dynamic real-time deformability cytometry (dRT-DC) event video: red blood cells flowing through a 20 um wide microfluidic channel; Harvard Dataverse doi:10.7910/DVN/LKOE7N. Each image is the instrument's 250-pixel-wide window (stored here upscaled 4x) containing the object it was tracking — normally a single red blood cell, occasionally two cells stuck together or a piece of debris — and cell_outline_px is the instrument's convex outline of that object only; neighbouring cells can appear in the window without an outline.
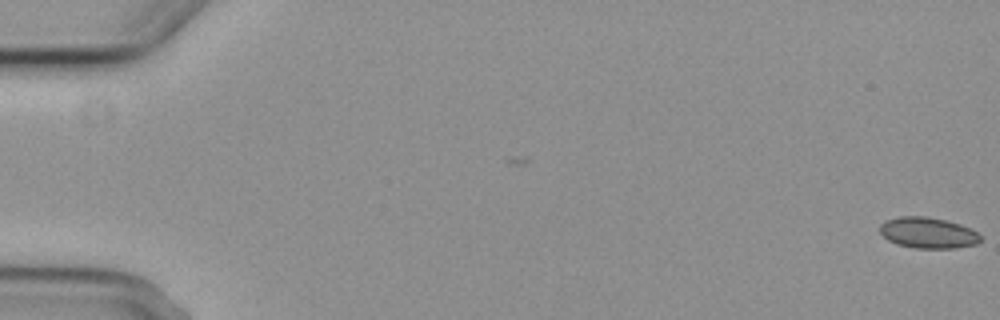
{"species": "common noctule bat (a hibernating species)", "species_latin": "Nyctalus noctula", "temperature_condition": "cold", "stored_images_in_passage": 5, "camera_frame_rate_fps": 3000, "um_per_image_px": 0.085, "animal": {"sex": "female", "body_mass_g": 29.2, "forearm_length_mm": 56.3}, "frame": {"image": 1, "passage_image": 1, "time_ms": 0.0, "image_size_px": [1000, 320], "cell_outline_px": [[980, 240], [976, 244], [956, 248], [916, 248], [896, 244], [888, 240], [880, 232], [880, 224], [888, 220], [900, 216], [924, 216], [944, 220], [960, 224], [972, 228], [980, 236]], "centroid_in_image_um": [78.88, 19.79], "position_along_channel_um": 6.1, "area_um2": 18.03}}